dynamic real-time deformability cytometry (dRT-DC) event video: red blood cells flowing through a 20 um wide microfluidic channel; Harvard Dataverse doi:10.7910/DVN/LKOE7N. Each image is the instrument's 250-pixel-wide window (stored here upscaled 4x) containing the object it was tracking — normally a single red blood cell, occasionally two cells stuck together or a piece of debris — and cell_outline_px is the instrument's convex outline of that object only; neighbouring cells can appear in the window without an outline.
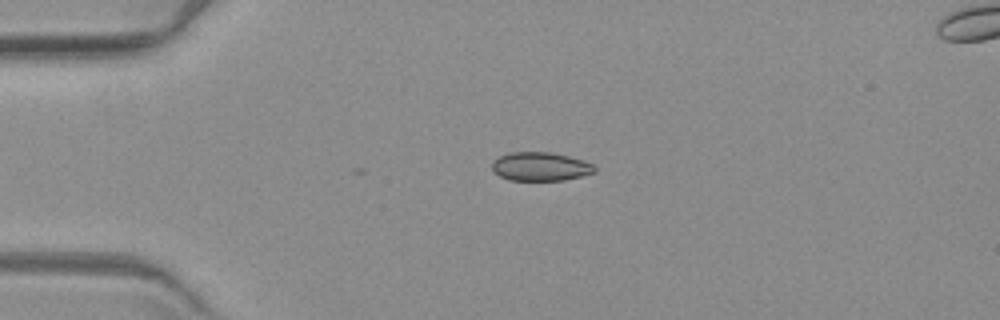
{"species": "common noctule bat (a hibernating species)", "species_latin": "Nyctalus noctula", "temperature_condition": "warm", "stored_images_in_passage": 5, "camera_frame_rate_fps": 3000, "um_per_image_px": 0.085, "animal": {"sex": "female", "body_mass_g": 19.3, "forearm_length_mm": 54.1}, "frame": {"image": 1, "passage_image": 3, "time_ms": 2.667, "image_size_px": [1000, 320], "cell_outline_px": [[596, 172], [564, 180], [508, 180], [500, 176], [492, 168], [492, 160], [508, 152], [552, 152], [584, 160], [592, 164], [596, 168]], "centroid_in_image_um": [45.93, 14.15], "position_along_channel_um": 39.1, "area_um2": 17.17}}